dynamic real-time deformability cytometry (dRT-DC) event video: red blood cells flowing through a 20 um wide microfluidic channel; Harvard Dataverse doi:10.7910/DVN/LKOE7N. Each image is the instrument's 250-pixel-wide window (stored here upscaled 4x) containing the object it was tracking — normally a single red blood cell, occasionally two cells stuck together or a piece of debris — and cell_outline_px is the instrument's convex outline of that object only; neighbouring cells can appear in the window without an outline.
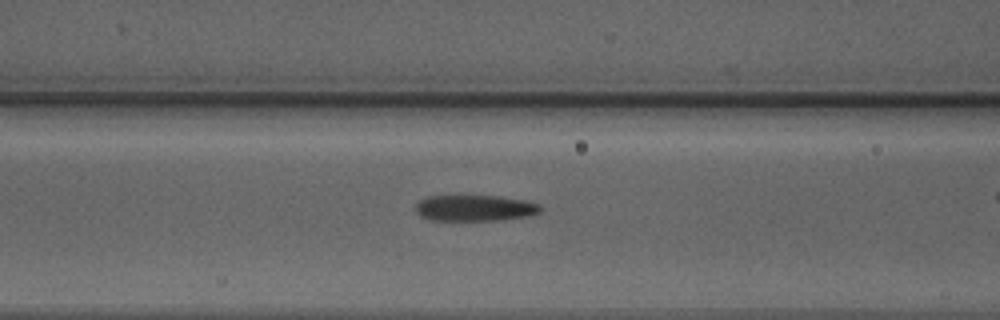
{"species": "Egyptian fruit bat (a non-hibernating species)", "species_latin": "Rousettus aegyptiacus", "temperature_condition": "warm", "stored_images_in_passage": 35, "camera_frame_rate_fps": 3000, "um_per_image_px": 0.085, "animal": {"sex": "male"}, "frame": {"image": 1, "passage_image": 16, "time_ms": 5.0, "image_size_px": [1000, 320], "cell_outline_px": [[544, 208], [540, 212], [532, 216], [500, 220], [432, 220], [420, 216], [416, 212], [416, 204], [420, 200], [428, 196], [500, 196], [528, 200], [540, 204]], "centroid_in_image_um": [40.44, 17.68], "position_along_channel_um": 126.2, "area_um2": 19.25}}
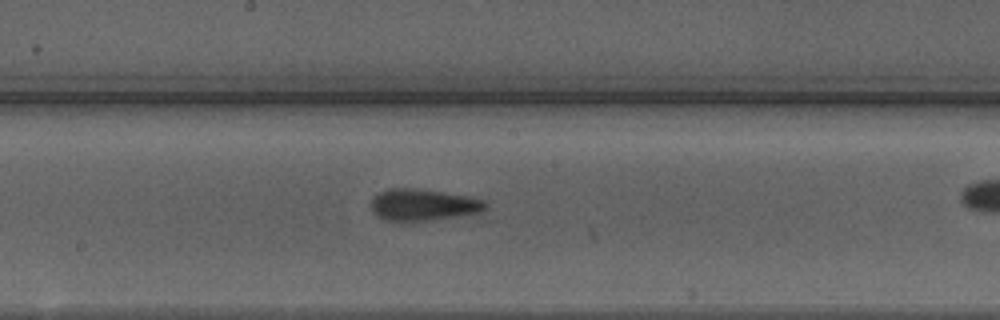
{"frame": {"image": 2, "passage_image": 22, "time_ms": 7.0, "image_size_px": [1000, 320], "cell_outline_px": [[488, 204], [484, 208], [476, 212], [428, 220], [384, 220], [376, 216], [372, 212], [372, 200], [380, 192], [392, 188], [412, 188], [468, 196], [484, 200]], "centroid_in_image_um": [35.91, 17.4], "position_along_channel_um": 212.3, "area_um2": 20.35}}
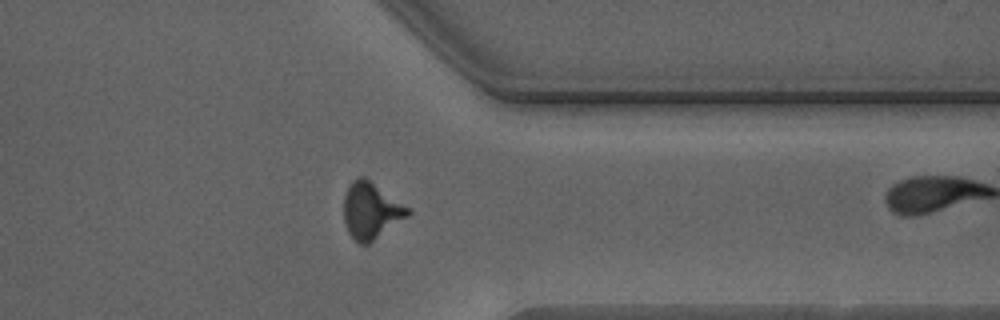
{"frame": {"image": 3, "passage_image": 34, "time_ms": 11.0, "image_size_px": [1000, 320], "cell_outline_px": [[412, 212], [408, 216], [368, 244], [360, 244], [348, 232], [344, 220], [344, 196], [348, 184], [356, 176], [364, 176], [412, 208]], "centroid_in_image_um": [31.55, 17.86], "position_along_channel_um": 379.9, "area_um2": 21.27}}